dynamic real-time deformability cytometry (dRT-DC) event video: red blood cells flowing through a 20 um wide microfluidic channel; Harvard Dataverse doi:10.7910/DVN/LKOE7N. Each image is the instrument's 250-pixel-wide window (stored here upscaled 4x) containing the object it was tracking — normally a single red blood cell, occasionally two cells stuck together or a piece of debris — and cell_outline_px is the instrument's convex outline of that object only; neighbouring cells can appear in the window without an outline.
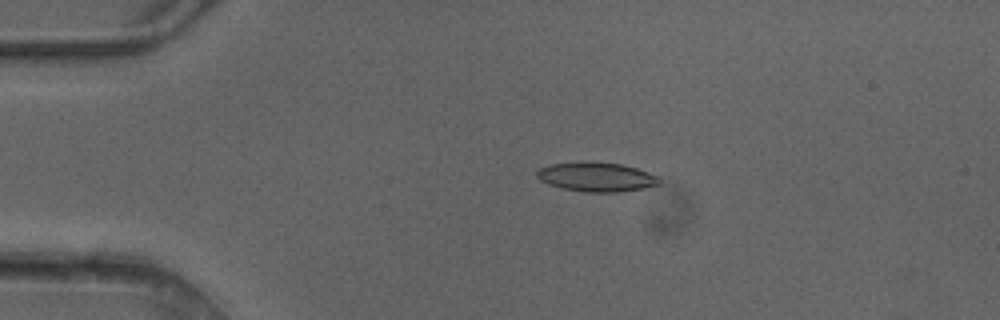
{"species": "common noctule bat (a hibernating species)", "species_latin": "Nyctalus noctula", "temperature_condition": "cold", "stored_images_in_passage": 3, "camera_frame_rate_fps": 3000, "um_per_image_px": 0.085, "animal": {"sex": "female"}, "frame": {"image": 1, "passage_image": 2, "time_ms": 0.333, "image_size_px": [1000, 320], "cell_outline_px": [[660, 184], [644, 188], [616, 192], [584, 192], [564, 188], [548, 184], [540, 180], [536, 176], [536, 172], [540, 168], [548, 164], [620, 164], [636, 168], [656, 176], [660, 180]], "centroid_in_image_um": [50.69, 15.08], "position_along_channel_um": 34.3, "area_um2": 19.94}}